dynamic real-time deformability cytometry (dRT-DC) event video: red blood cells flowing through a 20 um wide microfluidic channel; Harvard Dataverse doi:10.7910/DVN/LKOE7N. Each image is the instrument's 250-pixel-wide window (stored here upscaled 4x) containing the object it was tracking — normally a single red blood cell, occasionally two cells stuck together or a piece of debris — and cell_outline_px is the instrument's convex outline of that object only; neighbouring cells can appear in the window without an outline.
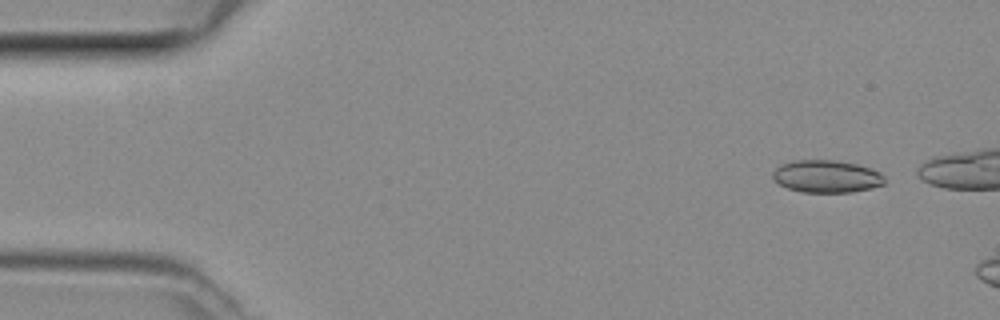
{"species": "common noctule bat (a hibernating species)", "species_latin": "Nyctalus noctula", "temperature_condition": "room temperature", "stored_images_in_passage": 8, "camera_frame_rate_fps": 3000, "um_per_image_px": 0.085, "animal": {"sex": "female", "body_mass_g": 29.2, "forearm_length_mm": 56.3}, "frame": {"image": 1, "passage_image": 3, "time_ms": 0.667, "image_size_px": [1000, 320], "cell_outline_px": [[884, 184], [872, 188], [852, 192], [804, 192], [788, 188], [780, 184], [772, 176], [772, 172], [780, 164], [796, 160], [836, 160], [856, 164], [872, 168], [880, 172], [884, 176]], "centroid_in_image_um": [70.28, 14.99], "position_along_channel_um": 14.7, "area_um2": 21.15}}